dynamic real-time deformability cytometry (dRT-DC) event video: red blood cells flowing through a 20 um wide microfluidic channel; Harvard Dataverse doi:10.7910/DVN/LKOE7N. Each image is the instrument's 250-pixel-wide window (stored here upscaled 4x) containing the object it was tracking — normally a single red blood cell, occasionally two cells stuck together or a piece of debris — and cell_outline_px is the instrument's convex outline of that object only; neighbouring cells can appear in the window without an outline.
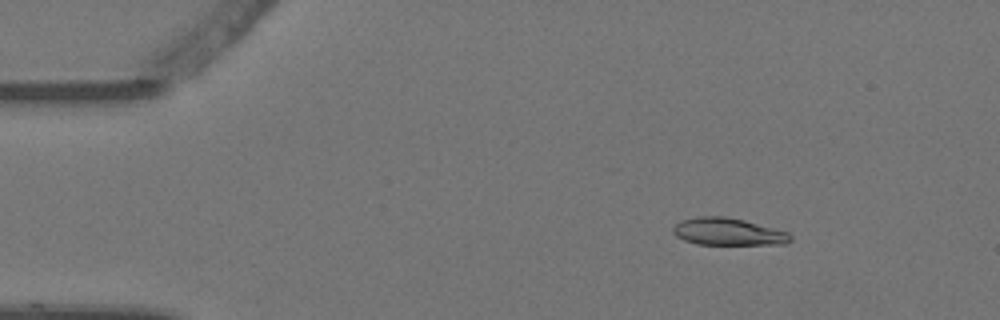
{"species": "Egyptian fruit bat (a non-hibernating species)", "species_latin": "Rousettus aegyptiacus", "temperature_condition": "warm", "stored_images_in_passage": 5, "camera_frame_rate_fps": 3000, "um_per_image_px": 0.085, "animal": {"sex": "female"}, "frame": {"image": 1, "passage_image": 3, "time_ms": 0.667, "image_size_px": [1000, 320], "cell_outline_px": [[792, 240], [788, 244], [696, 244], [684, 240], [676, 236], [672, 232], [672, 228], [680, 220], [700, 216], [724, 216], [744, 220], [788, 232], [792, 236]], "centroid_in_image_um": [61.88, 19.69], "position_along_channel_um": 23.1, "area_um2": 18.67}}